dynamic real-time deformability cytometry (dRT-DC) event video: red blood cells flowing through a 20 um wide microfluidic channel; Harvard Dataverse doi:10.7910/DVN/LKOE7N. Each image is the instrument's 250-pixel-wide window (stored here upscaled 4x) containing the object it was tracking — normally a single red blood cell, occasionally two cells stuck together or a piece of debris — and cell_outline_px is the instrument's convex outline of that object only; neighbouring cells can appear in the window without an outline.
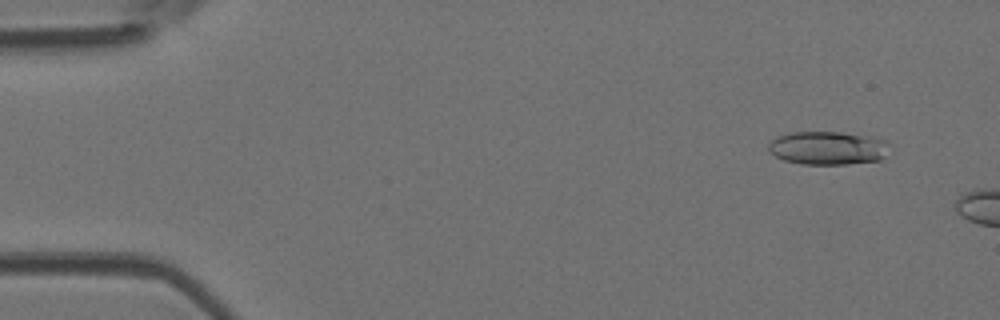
{"species": "Egyptian fruit bat (a non-hibernating species)", "species_latin": "Rousettus aegyptiacus", "temperature_condition": "room temperature", "stored_images_in_passage": 3, "camera_frame_rate_fps": 3000, "um_per_image_px": 0.085, "animal": {"sex": "female"}, "frame": {"image": 1, "passage_image": 2, "time_ms": 0.333, "image_size_px": [1000, 320], "cell_outline_px": [[892, 144], [884, 156], [880, 160], [848, 164], [800, 164], [784, 160], [768, 152], [768, 144], [776, 136], [792, 132], [840, 132], [872, 136], [888, 140]], "centroid_in_image_um": [70.4, 12.57], "position_along_channel_um": 14.6, "area_um2": 23.93}}